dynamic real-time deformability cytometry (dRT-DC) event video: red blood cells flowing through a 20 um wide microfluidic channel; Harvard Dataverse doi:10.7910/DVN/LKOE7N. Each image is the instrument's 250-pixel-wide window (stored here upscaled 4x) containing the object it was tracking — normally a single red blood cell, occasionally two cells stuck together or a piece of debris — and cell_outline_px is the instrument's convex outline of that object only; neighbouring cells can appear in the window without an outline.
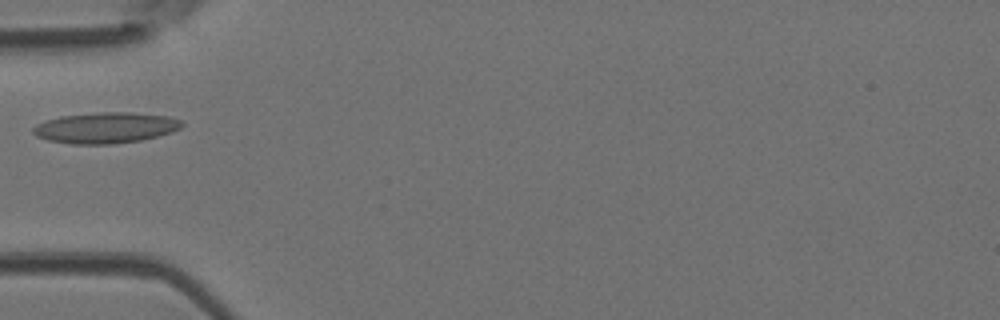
{"species": "Egyptian fruit bat (a non-hibernating species)", "species_latin": "Rousettus aegyptiacus", "temperature_condition": "room temperature", "stored_images_in_passage": 3, "camera_frame_rate_fps": 3000, "um_per_image_px": 0.085, "animal": {"sex": "female"}, "frame": {"image": 1, "passage_image": 3, "time_ms": 0.667, "image_size_px": [1000, 320], "cell_outline_px": [[184, 124], [180, 128], [172, 132], [140, 140], [112, 144], [72, 144], [48, 140], [36, 136], [32, 132], [32, 128], [36, 124], [60, 116], [100, 112], [128, 112], [168, 116], [180, 120]], "centroid_in_image_um": [8.96, 10.86], "position_along_channel_um": 76.0, "area_um2": 26.65}}